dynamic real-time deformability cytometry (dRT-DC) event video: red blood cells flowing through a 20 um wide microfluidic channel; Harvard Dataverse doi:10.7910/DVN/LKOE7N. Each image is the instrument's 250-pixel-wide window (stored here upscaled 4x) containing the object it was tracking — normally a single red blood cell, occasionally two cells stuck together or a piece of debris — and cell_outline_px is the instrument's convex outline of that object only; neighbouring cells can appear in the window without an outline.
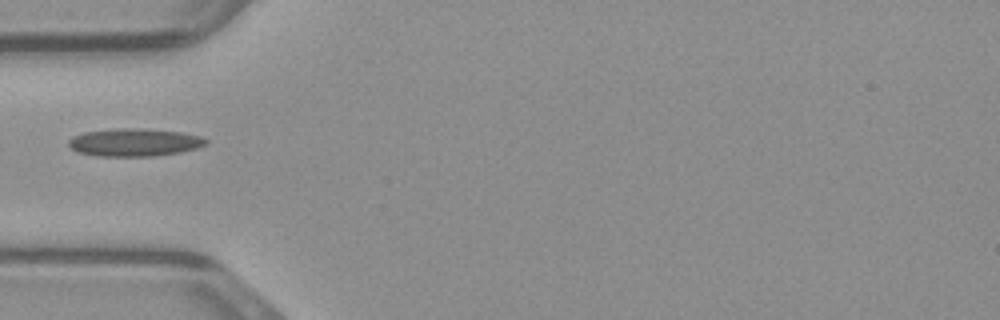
{"species": "common noctule bat (a hibernating species)", "species_latin": "Nyctalus noctula", "temperature_condition": "warm", "stored_images_in_passage": 34, "camera_frame_rate_fps": 3000, "um_per_image_px": 0.085, "animal": {"sex": "male", "body_mass_g": 23.1, "forearm_length_mm": 52.7}, "frame": {"image": 1, "passage_image": 1, "time_ms": 0.0, "image_size_px": [1000, 320], "cell_outline_px": [[208, 144], [196, 148], [180, 152], [152, 156], [96, 156], [76, 152], [68, 144], [68, 140], [72, 136], [84, 132], [116, 128], [140, 128], [180, 132], [200, 136], [208, 140]], "centroid_in_image_um": [11.4, 12.1], "position_along_channel_um": 73.6, "area_um2": 22.31}}
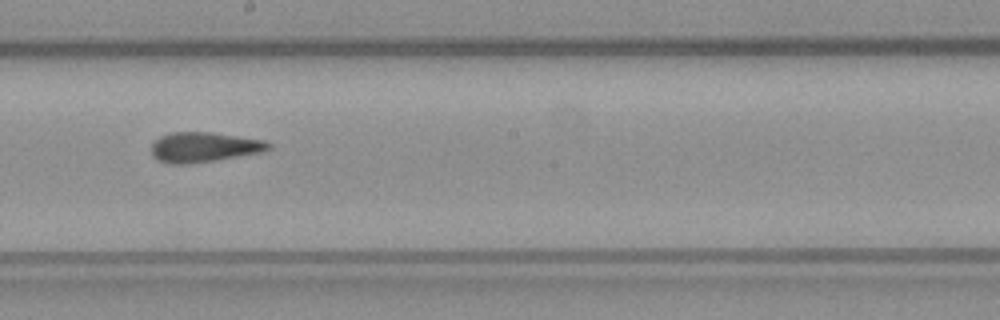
{"frame": {"image": 2, "passage_image": 12, "time_ms": 3.667, "image_size_px": [1000, 320], "cell_outline_px": [[272, 148], [264, 152], [216, 160], [184, 164], [172, 164], [160, 160], [152, 156], [152, 140], [168, 132], [212, 132], [264, 140], [272, 144]], "centroid_in_image_um": [17.35, 12.49], "position_along_channel_um": 230.8, "area_um2": 20.63}}
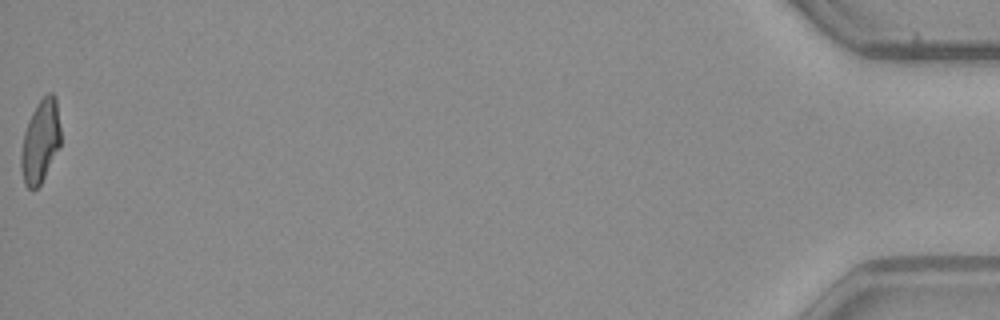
{"frame": {"image": 3, "passage_image": 34, "time_ms": 11.0, "image_size_px": [1000, 320], "cell_outline_px": [[60, 148], [40, 184], [36, 188], [28, 188], [24, 184], [20, 168], [20, 156], [24, 132], [28, 120], [32, 112], [40, 100], [48, 92], [52, 92], [56, 96], [60, 128]], "centroid_in_image_um": [3.43, 12.01], "position_along_channel_um": 431.8, "area_um2": 19.25}}